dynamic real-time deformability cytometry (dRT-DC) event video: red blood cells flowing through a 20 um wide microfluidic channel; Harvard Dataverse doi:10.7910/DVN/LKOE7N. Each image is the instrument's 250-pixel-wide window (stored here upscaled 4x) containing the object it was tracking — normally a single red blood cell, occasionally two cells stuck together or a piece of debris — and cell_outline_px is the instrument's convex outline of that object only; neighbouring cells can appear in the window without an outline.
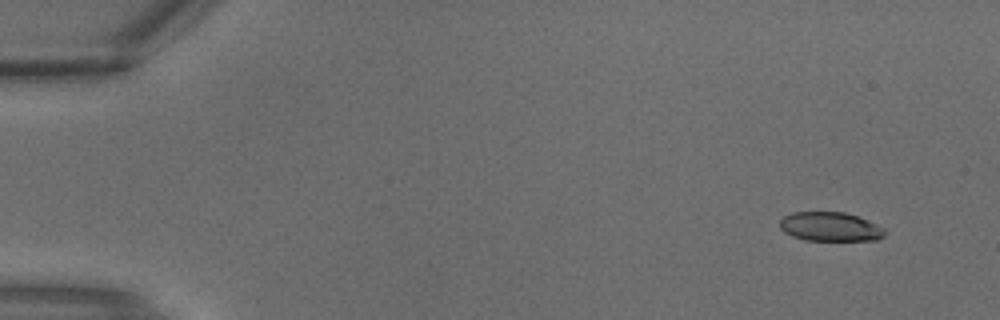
{"species": "common noctule bat (a hibernating species)", "species_latin": "Nyctalus noctula", "temperature_condition": "warm", "stored_images_in_passage": 3, "segment_of_instrument_passage": [2, 2], "camera_frame_rate_fps": 3000, "um_per_image_px": 0.085, "animal": {"sex": "male", "body_mass_g": 18.8}, "frame": {"image": 1, "passage_image": 3, "time_ms": 0.667, "image_size_px": [1000, 320], "cell_outline_px": [[884, 236], [876, 240], [804, 240], [792, 236], [784, 232], [780, 228], [780, 220], [784, 216], [792, 212], [844, 212], [856, 216], [876, 224], [884, 228]], "centroid_in_image_um": [70.53, 19.27], "position_along_channel_um": 14.5, "area_um2": 17.69}}